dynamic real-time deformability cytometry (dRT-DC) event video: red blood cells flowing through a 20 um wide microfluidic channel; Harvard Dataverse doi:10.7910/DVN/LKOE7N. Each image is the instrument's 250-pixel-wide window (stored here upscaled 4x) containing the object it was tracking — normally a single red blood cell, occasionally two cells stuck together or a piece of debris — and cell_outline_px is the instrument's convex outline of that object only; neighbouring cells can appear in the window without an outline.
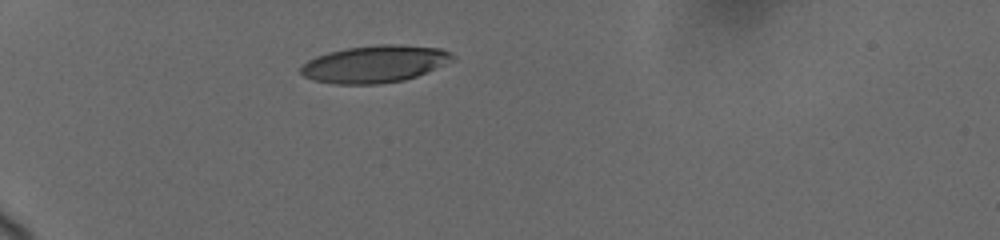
{"species": "human", "species_latin": "Homo sapiens", "temperature_condition": "cold", "stored_images_in_passage": 5, "camera_frame_rate_fps": 3000, "um_per_image_px": 0.085, "donor": {"sex": "female"}, "frame": {"image": 1, "passage_image": 1, "time_ms": 0.0, "image_size_px": [1000, 240], "cell_outline_px": [[452, 60], [416, 76], [404, 80], [380, 84], [332, 84], [312, 80], [304, 76], [300, 72], [300, 68], [308, 60], [316, 56], [328, 52], [344, 48], [376, 44], [396, 44], [440, 48], [448, 52], [452, 56]], "centroid_in_image_um": [31.77, 5.44], "position_along_channel_um": 53.2, "area_um2": 32.71}}